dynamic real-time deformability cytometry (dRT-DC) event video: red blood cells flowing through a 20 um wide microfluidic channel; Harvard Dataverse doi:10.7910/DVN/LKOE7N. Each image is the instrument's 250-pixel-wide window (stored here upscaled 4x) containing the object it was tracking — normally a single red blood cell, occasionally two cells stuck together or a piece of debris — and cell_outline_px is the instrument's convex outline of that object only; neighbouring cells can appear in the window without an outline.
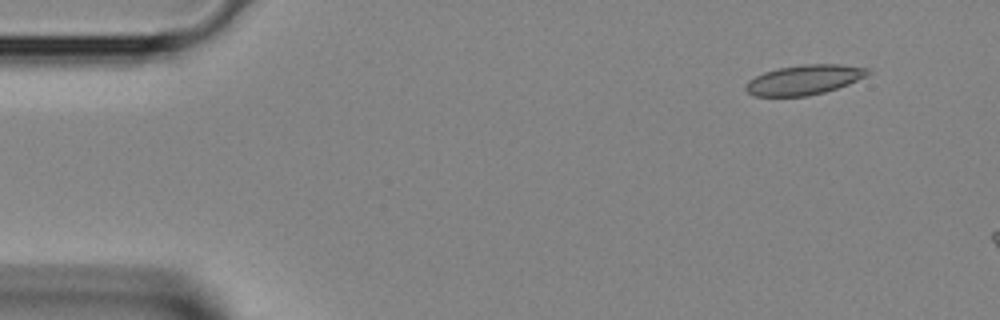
{"species": "Egyptian fruit bat (a non-hibernating species)", "species_latin": "Rousettus aegyptiacus", "temperature_condition": "room temperature", "stored_images_in_passage": 3, "camera_frame_rate_fps": 3000, "um_per_image_px": 0.085, "animal": {"sex": "female"}, "frame": {"image": 1, "passage_image": 1, "time_ms": 0.0, "image_size_px": [1000, 320], "cell_outline_px": [[872, 72], [868, 76], [848, 84], [824, 92], [808, 96], [752, 96], [744, 88], [744, 84], [748, 80], [764, 72], [780, 68], [804, 64], [840, 64], [872, 68]], "centroid_in_image_um": [68.39, 6.78], "position_along_channel_um": 16.6, "area_um2": 21.39}}